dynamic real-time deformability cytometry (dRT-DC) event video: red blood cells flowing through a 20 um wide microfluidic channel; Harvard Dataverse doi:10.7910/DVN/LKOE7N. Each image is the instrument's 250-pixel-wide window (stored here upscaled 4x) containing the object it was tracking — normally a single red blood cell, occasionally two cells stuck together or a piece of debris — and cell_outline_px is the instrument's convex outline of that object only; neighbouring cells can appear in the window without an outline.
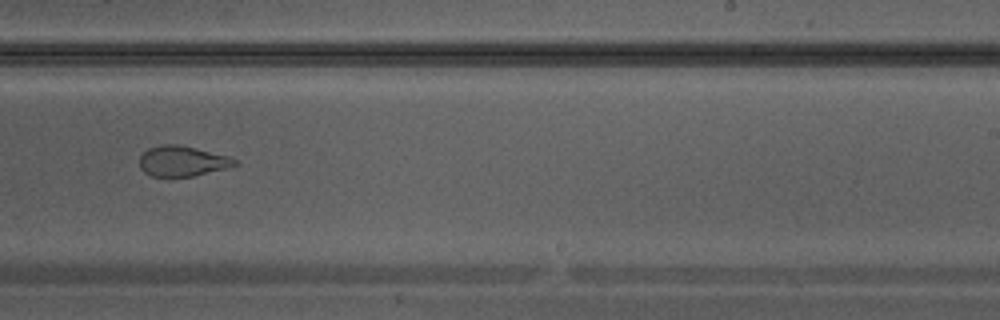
{"species": "Egyptian fruit bat (a non-hibernating species)", "species_latin": "Rousettus aegyptiacus", "temperature_condition": "warm", "stored_images_in_passage": 31, "camera_frame_rate_fps": 3000, "um_per_image_px": 0.085, "animal": {"sex": "male"}, "frame": {"image": 1, "passage_image": 18, "time_ms": 5.667, "image_size_px": [1000, 320], "cell_outline_px": [[240, 164], [192, 176], [152, 176], [144, 172], [140, 168], [140, 156], [148, 148], [160, 144], [176, 144], [196, 148], [228, 156], [236, 160]], "centroid_in_image_um": [15.47, 13.68], "position_along_channel_um": 273.5, "area_um2": 16.65}}